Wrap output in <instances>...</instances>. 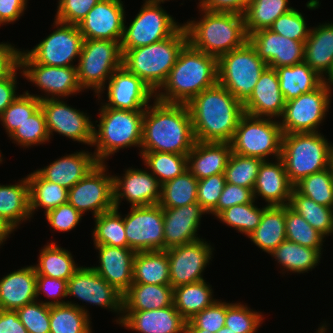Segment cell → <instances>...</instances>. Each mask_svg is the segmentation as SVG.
I'll return each mask as SVG.
<instances>
[{
	"mask_svg": "<svg viewBox=\"0 0 333 333\" xmlns=\"http://www.w3.org/2000/svg\"><path fill=\"white\" fill-rule=\"evenodd\" d=\"M270 255L284 268L283 274L288 271L300 274L309 273L308 271L318 266L322 253L317 249L285 240Z\"/></svg>",
	"mask_w": 333,
	"mask_h": 333,
	"instance_id": "40",
	"label": "cell"
},
{
	"mask_svg": "<svg viewBox=\"0 0 333 333\" xmlns=\"http://www.w3.org/2000/svg\"><path fill=\"white\" fill-rule=\"evenodd\" d=\"M41 108L50 139L53 132H56L92 147L94 121L89 119L87 113L68 106L65 101L58 98L41 100Z\"/></svg>",
	"mask_w": 333,
	"mask_h": 333,
	"instance_id": "18",
	"label": "cell"
},
{
	"mask_svg": "<svg viewBox=\"0 0 333 333\" xmlns=\"http://www.w3.org/2000/svg\"><path fill=\"white\" fill-rule=\"evenodd\" d=\"M0 333H28L13 310L0 309Z\"/></svg>",
	"mask_w": 333,
	"mask_h": 333,
	"instance_id": "67",
	"label": "cell"
},
{
	"mask_svg": "<svg viewBox=\"0 0 333 333\" xmlns=\"http://www.w3.org/2000/svg\"><path fill=\"white\" fill-rule=\"evenodd\" d=\"M9 137L14 143L25 148L49 142L50 136L42 108L28 117Z\"/></svg>",
	"mask_w": 333,
	"mask_h": 333,
	"instance_id": "53",
	"label": "cell"
},
{
	"mask_svg": "<svg viewBox=\"0 0 333 333\" xmlns=\"http://www.w3.org/2000/svg\"><path fill=\"white\" fill-rule=\"evenodd\" d=\"M133 283L170 285L167 251L136 252L133 261Z\"/></svg>",
	"mask_w": 333,
	"mask_h": 333,
	"instance_id": "37",
	"label": "cell"
},
{
	"mask_svg": "<svg viewBox=\"0 0 333 333\" xmlns=\"http://www.w3.org/2000/svg\"><path fill=\"white\" fill-rule=\"evenodd\" d=\"M41 107V100L31 95L28 91L17 98L0 115L2 126L8 137Z\"/></svg>",
	"mask_w": 333,
	"mask_h": 333,
	"instance_id": "52",
	"label": "cell"
},
{
	"mask_svg": "<svg viewBox=\"0 0 333 333\" xmlns=\"http://www.w3.org/2000/svg\"><path fill=\"white\" fill-rule=\"evenodd\" d=\"M231 154L230 143L195 141L187 154V168L197 180L224 174Z\"/></svg>",
	"mask_w": 333,
	"mask_h": 333,
	"instance_id": "30",
	"label": "cell"
},
{
	"mask_svg": "<svg viewBox=\"0 0 333 333\" xmlns=\"http://www.w3.org/2000/svg\"><path fill=\"white\" fill-rule=\"evenodd\" d=\"M123 222L127 248L135 252L164 250L163 208L159 204L131 207Z\"/></svg>",
	"mask_w": 333,
	"mask_h": 333,
	"instance_id": "16",
	"label": "cell"
},
{
	"mask_svg": "<svg viewBox=\"0 0 333 333\" xmlns=\"http://www.w3.org/2000/svg\"><path fill=\"white\" fill-rule=\"evenodd\" d=\"M29 182L31 217L38 208L44 213L68 202V190L56 183L43 179L36 171L26 176Z\"/></svg>",
	"mask_w": 333,
	"mask_h": 333,
	"instance_id": "42",
	"label": "cell"
},
{
	"mask_svg": "<svg viewBox=\"0 0 333 333\" xmlns=\"http://www.w3.org/2000/svg\"><path fill=\"white\" fill-rule=\"evenodd\" d=\"M38 257V264L33 265L37 275L68 281L80 268L71 252L59 247L56 242L45 244Z\"/></svg>",
	"mask_w": 333,
	"mask_h": 333,
	"instance_id": "39",
	"label": "cell"
},
{
	"mask_svg": "<svg viewBox=\"0 0 333 333\" xmlns=\"http://www.w3.org/2000/svg\"><path fill=\"white\" fill-rule=\"evenodd\" d=\"M323 82L332 87L333 85V65L329 73L323 78Z\"/></svg>",
	"mask_w": 333,
	"mask_h": 333,
	"instance_id": "69",
	"label": "cell"
},
{
	"mask_svg": "<svg viewBox=\"0 0 333 333\" xmlns=\"http://www.w3.org/2000/svg\"><path fill=\"white\" fill-rule=\"evenodd\" d=\"M123 176H113L114 206L125 199L131 207L156 205L161 197V184L148 171L128 168Z\"/></svg>",
	"mask_w": 333,
	"mask_h": 333,
	"instance_id": "22",
	"label": "cell"
},
{
	"mask_svg": "<svg viewBox=\"0 0 333 333\" xmlns=\"http://www.w3.org/2000/svg\"><path fill=\"white\" fill-rule=\"evenodd\" d=\"M329 168L331 170L332 176H333V150L330 154V159H329Z\"/></svg>",
	"mask_w": 333,
	"mask_h": 333,
	"instance_id": "73",
	"label": "cell"
},
{
	"mask_svg": "<svg viewBox=\"0 0 333 333\" xmlns=\"http://www.w3.org/2000/svg\"><path fill=\"white\" fill-rule=\"evenodd\" d=\"M99 265L92 268L111 286L124 294L133 283V261L136 252L131 248L107 245L95 246Z\"/></svg>",
	"mask_w": 333,
	"mask_h": 333,
	"instance_id": "26",
	"label": "cell"
},
{
	"mask_svg": "<svg viewBox=\"0 0 333 333\" xmlns=\"http://www.w3.org/2000/svg\"><path fill=\"white\" fill-rule=\"evenodd\" d=\"M255 201L256 199L250 203L231 206L216 217L248 237L260 224L264 212V206L258 208Z\"/></svg>",
	"mask_w": 333,
	"mask_h": 333,
	"instance_id": "48",
	"label": "cell"
},
{
	"mask_svg": "<svg viewBox=\"0 0 333 333\" xmlns=\"http://www.w3.org/2000/svg\"><path fill=\"white\" fill-rule=\"evenodd\" d=\"M214 248L204 239L170 248L169 259L170 285L175 288L205 280L203 271L209 265Z\"/></svg>",
	"mask_w": 333,
	"mask_h": 333,
	"instance_id": "19",
	"label": "cell"
},
{
	"mask_svg": "<svg viewBox=\"0 0 333 333\" xmlns=\"http://www.w3.org/2000/svg\"><path fill=\"white\" fill-rule=\"evenodd\" d=\"M333 143L320 132L283 134L281 156L289 181L295 185L302 178L329 168Z\"/></svg>",
	"mask_w": 333,
	"mask_h": 333,
	"instance_id": "7",
	"label": "cell"
},
{
	"mask_svg": "<svg viewBox=\"0 0 333 333\" xmlns=\"http://www.w3.org/2000/svg\"><path fill=\"white\" fill-rule=\"evenodd\" d=\"M98 163L94 153L82 150L60 157L48 166L35 171L43 179L69 190L91 172Z\"/></svg>",
	"mask_w": 333,
	"mask_h": 333,
	"instance_id": "29",
	"label": "cell"
},
{
	"mask_svg": "<svg viewBox=\"0 0 333 333\" xmlns=\"http://www.w3.org/2000/svg\"><path fill=\"white\" fill-rule=\"evenodd\" d=\"M252 0H206L201 9L209 12L244 15Z\"/></svg>",
	"mask_w": 333,
	"mask_h": 333,
	"instance_id": "64",
	"label": "cell"
},
{
	"mask_svg": "<svg viewBox=\"0 0 333 333\" xmlns=\"http://www.w3.org/2000/svg\"><path fill=\"white\" fill-rule=\"evenodd\" d=\"M304 62L324 78L333 65V23L311 27L305 41Z\"/></svg>",
	"mask_w": 333,
	"mask_h": 333,
	"instance_id": "32",
	"label": "cell"
},
{
	"mask_svg": "<svg viewBox=\"0 0 333 333\" xmlns=\"http://www.w3.org/2000/svg\"><path fill=\"white\" fill-rule=\"evenodd\" d=\"M173 304V287L132 283L123 294V311L162 309Z\"/></svg>",
	"mask_w": 333,
	"mask_h": 333,
	"instance_id": "34",
	"label": "cell"
},
{
	"mask_svg": "<svg viewBox=\"0 0 333 333\" xmlns=\"http://www.w3.org/2000/svg\"><path fill=\"white\" fill-rule=\"evenodd\" d=\"M1 151V150H0ZM2 153L0 152V163L2 162L3 158H2Z\"/></svg>",
	"mask_w": 333,
	"mask_h": 333,
	"instance_id": "75",
	"label": "cell"
},
{
	"mask_svg": "<svg viewBox=\"0 0 333 333\" xmlns=\"http://www.w3.org/2000/svg\"><path fill=\"white\" fill-rule=\"evenodd\" d=\"M285 104L277 71L267 66L261 73L250 98L243 104V110L244 113L254 117L280 119Z\"/></svg>",
	"mask_w": 333,
	"mask_h": 333,
	"instance_id": "25",
	"label": "cell"
},
{
	"mask_svg": "<svg viewBox=\"0 0 333 333\" xmlns=\"http://www.w3.org/2000/svg\"><path fill=\"white\" fill-rule=\"evenodd\" d=\"M82 214L76 210L71 204L64 203L59 207L48 211L45 218L53 227L54 231L68 232L76 228L82 219Z\"/></svg>",
	"mask_w": 333,
	"mask_h": 333,
	"instance_id": "60",
	"label": "cell"
},
{
	"mask_svg": "<svg viewBox=\"0 0 333 333\" xmlns=\"http://www.w3.org/2000/svg\"><path fill=\"white\" fill-rule=\"evenodd\" d=\"M248 41L268 67L276 69L304 61L305 42L289 39L270 29L252 33Z\"/></svg>",
	"mask_w": 333,
	"mask_h": 333,
	"instance_id": "23",
	"label": "cell"
},
{
	"mask_svg": "<svg viewBox=\"0 0 333 333\" xmlns=\"http://www.w3.org/2000/svg\"><path fill=\"white\" fill-rule=\"evenodd\" d=\"M28 0H0V25L17 21L27 8Z\"/></svg>",
	"mask_w": 333,
	"mask_h": 333,
	"instance_id": "65",
	"label": "cell"
},
{
	"mask_svg": "<svg viewBox=\"0 0 333 333\" xmlns=\"http://www.w3.org/2000/svg\"><path fill=\"white\" fill-rule=\"evenodd\" d=\"M89 314L85 306L72 301L50 306V333H92Z\"/></svg>",
	"mask_w": 333,
	"mask_h": 333,
	"instance_id": "41",
	"label": "cell"
},
{
	"mask_svg": "<svg viewBox=\"0 0 333 333\" xmlns=\"http://www.w3.org/2000/svg\"><path fill=\"white\" fill-rule=\"evenodd\" d=\"M226 302L216 300L186 322L185 329H203L216 333L225 326Z\"/></svg>",
	"mask_w": 333,
	"mask_h": 333,
	"instance_id": "57",
	"label": "cell"
},
{
	"mask_svg": "<svg viewBox=\"0 0 333 333\" xmlns=\"http://www.w3.org/2000/svg\"><path fill=\"white\" fill-rule=\"evenodd\" d=\"M20 73L43 93L34 95L39 100L61 99L83 91L76 67H57L35 63L24 51L20 55ZM58 96V97H57Z\"/></svg>",
	"mask_w": 333,
	"mask_h": 333,
	"instance_id": "14",
	"label": "cell"
},
{
	"mask_svg": "<svg viewBox=\"0 0 333 333\" xmlns=\"http://www.w3.org/2000/svg\"><path fill=\"white\" fill-rule=\"evenodd\" d=\"M225 184V174H216L198 180L197 203L207 214H210L217 207Z\"/></svg>",
	"mask_w": 333,
	"mask_h": 333,
	"instance_id": "58",
	"label": "cell"
},
{
	"mask_svg": "<svg viewBox=\"0 0 333 333\" xmlns=\"http://www.w3.org/2000/svg\"><path fill=\"white\" fill-rule=\"evenodd\" d=\"M121 0H101L78 24L84 39H102L121 43L126 12Z\"/></svg>",
	"mask_w": 333,
	"mask_h": 333,
	"instance_id": "21",
	"label": "cell"
},
{
	"mask_svg": "<svg viewBox=\"0 0 333 333\" xmlns=\"http://www.w3.org/2000/svg\"><path fill=\"white\" fill-rule=\"evenodd\" d=\"M37 274L33 265L22 267L0 279V309L16 311L37 300Z\"/></svg>",
	"mask_w": 333,
	"mask_h": 333,
	"instance_id": "31",
	"label": "cell"
},
{
	"mask_svg": "<svg viewBox=\"0 0 333 333\" xmlns=\"http://www.w3.org/2000/svg\"><path fill=\"white\" fill-rule=\"evenodd\" d=\"M105 164L98 163L91 172L68 190V203L82 215L91 211L95 218L115 208L114 175L107 173Z\"/></svg>",
	"mask_w": 333,
	"mask_h": 333,
	"instance_id": "15",
	"label": "cell"
},
{
	"mask_svg": "<svg viewBox=\"0 0 333 333\" xmlns=\"http://www.w3.org/2000/svg\"><path fill=\"white\" fill-rule=\"evenodd\" d=\"M255 200L253 189L226 183L218 200L217 207L210 213L216 216L225 209L253 202Z\"/></svg>",
	"mask_w": 333,
	"mask_h": 333,
	"instance_id": "62",
	"label": "cell"
},
{
	"mask_svg": "<svg viewBox=\"0 0 333 333\" xmlns=\"http://www.w3.org/2000/svg\"><path fill=\"white\" fill-rule=\"evenodd\" d=\"M269 29L281 36L301 42L307 40L311 30L304 15L295 8L279 16Z\"/></svg>",
	"mask_w": 333,
	"mask_h": 333,
	"instance_id": "55",
	"label": "cell"
},
{
	"mask_svg": "<svg viewBox=\"0 0 333 333\" xmlns=\"http://www.w3.org/2000/svg\"><path fill=\"white\" fill-rule=\"evenodd\" d=\"M267 63L247 41L242 47L218 58V83L243 105L251 96Z\"/></svg>",
	"mask_w": 333,
	"mask_h": 333,
	"instance_id": "8",
	"label": "cell"
},
{
	"mask_svg": "<svg viewBox=\"0 0 333 333\" xmlns=\"http://www.w3.org/2000/svg\"><path fill=\"white\" fill-rule=\"evenodd\" d=\"M216 333H236V332H233L230 328L224 326L220 328Z\"/></svg>",
	"mask_w": 333,
	"mask_h": 333,
	"instance_id": "71",
	"label": "cell"
},
{
	"mask_svg": "<svg viewBox=\"0 0 333 333\" xmlns=\"http://www.w3.org/2000/svg\"><path fill=\"white\" fill-rule=\"evenodd\" d=\"M293 188L281 158L275 162L262 161L253 189L254 198L262 197L267 206L289 205Z\"/></svg>",
	"mask_w": 333,
	"mask_h": 333,
	"instance_id": "27",
	"label": "cell"
},
{
	"mask_svg": "<svg viewBox=\"0 0 333 333\" xmlns=\"http://www.w3.org/2000/svg\"><path fill=\"white\" fill-rule=\"evenodd\" d=\"M207 212L191 203L177 208H163L164 250L197 241L202 215Z\"/></svg>",
	"mask_w": 333,
	"mask_h": 333,
	"instance_id": "24",
	"label": "cell"
},
{
	"mask_svg": "<svg viewBox=\"0 0 333 333\" xmlns=\"http://www.w3.org/2000/svg\"><path fill=\"white\" fill-rule=\"evenodd\" d=\"M56 29L33 49L23 50L35 63L57 66L76 67L73 64L81 54L83 35L78 25H71L54 20Z\"/></svg>",
	"mask_w": 333,
	"mask_h": 333,
	"instance_id": "13",
	"label": "cell"
},
{
	"mask_svg": "<svg viewBox=\"0 0 333 333\" xmlns=\"http://www.w3.org/2000/svg\"><path fill=\"white\" fill-rule=\"evenodd\" d=\"M264 317L246 304L226 303L225 326L236 333H256Z\"/></svg>",
	"mask_w": 333,
	"mask_h": 333,
	"instance_id": "54",
	"label": "cell"
},
{
	"mask_svg": "<svg viewBox=\"0 0 333 333\" xmlns=\"http://www.w3.org/2000/svg\"><path fill=\"white\" fill-rule=\"evenodd\" d=\"M94 219L95 227L92 235L95 246L107 245L127 248L126 231L119 208L101 213Z\"/></svg>",
	"mask_w": 333,
	"mask_h": 333,
	"instance_id": "46",
	"label": "cell"
},
{
	"mask_svg": "<svg viewBox=\"0 0 333 333\" xmlns=\"http://www.w3.org/2000/svg\"><path fill=\"white\" fill-rule=\"evenodd\" d=\"M166 1H169V0H163L162 3L166 2ZM199 1H200V2L198 3V4H199V5H198V8H202L203 5L205 4L206 0H199Z\"/></svg>",
	"mask_w": 333,
	"mask_h": 333,
	"instance_id": "74",
	"label": "cell"
},
{
	"mask_svg": "<svg viewBox=\"0 0 333 333\" xmlns=\"http://www.w3.org/2000/svg\"><path fill=\"white\" fill-rule=\"evenodd\" d=\"M119 41L84 39L76 66L79 83L83 90H94L98 95L111 75L122 66Z\"/></svg>",
	"mask_w": 333,
	"mask_h": 333,
	"instance_id": "10",
	"label": "cell"
},
{
	"mask_svg": "<svg viewBox=\"0 0 333 333\" xmlns=\"http://www.w3.org/2000/svg\"><path fill=\"white\" fill-rule=\"evenodd\" d=\"M121 327L139 333H185L186 320L175 306L144 311H123Z\"/></svg>",
	"mask_w": 333,
	"mask_h": 333,
	"instance_id": "28",
	"label": "cell"
},
{
	"mask_svg": "<svg viewBox=\"0 0 333 333\" xmlns=\"http://www.w3.org/2000/svg\"><path fill=\"white\" fill-rule=\"evenodd\" d=\"M294 188L317 204L333 208V176L330 168L302 178Z\"/></svg>",
	"mask_w": 333,
	"mask_h": 333,
	"instance_id": "50",
	"label": "cell"
},
{
	"mask_svg": "<svg viewBox=\"0 0 333 333\" xmlns=\"http://www.w3.org/2000/svg\"><path fill=\"white\" fill-rule=\"evenodd\" d=\"M145 169L162 185L185 172L187 168V155L167 152H140Z\"/></svg>",
	"mask_w": 333,
	"mask_h": 333,
	"instance_id": "47",
	"label": "cell"
},
{
	"mask_svg": "<svg viewBox=\"0 0 333 333\" xmlns=\"http://www.w3.org/2000/svg\"><path fill=\"white\" fill-rule=\"evenodd\" d=\"M36 300L16 310L28 333H50V306Z\"/></svg>",
	"mask_w": 333,
	"mask_h": 333,
	"instance_id": "56",
	"label": "cell"
},
{
	"mask_svg": "<svg viewBox=\"0 0 333 333\" xmlns=\"http://www.w3.org/2000/svg\"><path fill=\"white\" fill-rule=\"evenodd\" d=\"M217 83L218 58L187 43L179 52L166 81L155 92V99L164 103L188 104Z\"/></svg>",
	"mask_w": 333,
	"mask_h": 333,
	"instance_id": "3",
	"label": "cell"
},
{
	"mask_svg": "<svg viewBox=\"0 0 333 333\" xmlns=\"http://www.w3.org/2000/svg\"><path fill=\"white\" fill-rule=\"evenodd\" d=\"M21 51L11 43H0V80L9 78L16 70L19 71Z\"/></svg>",
	"mask_w": 333,
	"mask_h": 333,
	"instance_id": "63",
	"label": "cell"
},
{
	"mask_svg": "<svg viewBox=\"0 0 333 333\" xmlns=\"http://www.w3.org/2000/svg\"><path fill=\"white\" fill-rule=\"evenodd\" d=\"M202 12L200 20L184 23L188 43L196 50L219 58L242 47L248 36L244 15L236 13Z\"/></svg>",
	"mask_w": 333,
	"mask_h": 333,
	"instance_id": "4",
	"label": "cell"
},
{
	"mask_svg": "<svg viewBox=\"0 0 333 333\" xmlns=\"http://www.w3.org/2000/svg\"><path fill=\"white\" fill-rule=\"evenodd\" d=\"M145 109L140 152L187 155L195 143L187 104L156 100Z\"/></svg>",
	"mask_w": 333,
	"mask_h": 333,
	"instance_id": "1",
	"label": "cell"
},
{
	"mask_svg": "<svg viewBox=\"0 0 333 333\" xmlns=\"http://www.w3.org/2000/svg\"><path fill=\"white\" fill-rule=\"evenodd\" d=\"M46 295L48 298H52V301H40L43 304L53 306L67 304V301H63L62 298L67 297V281L51 278L45 275H37L36 280V297L40 294ZM54 299V300H53Z\"/></svg>",
	"mask_w": 333,
	"mask_h": 333,
	"instance_id": "61",
	"label": "cell"
},
{
	"mask_svg": "<svg viewBox=\"0 0 333 333\" xmlns=\"http://www.w3.org/2000/svg\"><path fill=\"white\" fill-rule=\"evenodd\" d=\"M286 240L301 246L317 249L322 253L324 236L314 229L301 215L286 205Z\"/></svg>",
	"mask_w": 333,
	"mask_h": 333,
	"instance_id": "49",
	"label": "cell"
},
{
	"mask_svg": "<svg viewBox=\"0 0 333 333\" xmlns=\"http://www.w3.org/2000/svg\"><path fill=\"white\" fill-rule=\"evenodd\" d=\"M107 86L105 107L123 110H145L155 92L139 77L129 72L123 65L108 80V84L97 95L98 100ZM102 93V94H101Z\"/></svg>",
	"mask_w": 333,
	"mask_h": 333,
	"instance_id": "20",
	"label": "cell"
},
{
	"mask_svg": "<svg viewBox=\"0 0 333 333\" xmlns=\"http://www.w3.org/2000/svg\"><path fill=\"white\" fill-rule=\"evenodd\" d=\"M144 1L139 13L129 26L124 25L120 43L122 55L128 49L147 46L166 39L182 26L160 6L163 0Z\"/></svg>",
	"mask_w": 333,
	"mask_h": 333,
	"instance_id": "11",
	"label": "cell"
},
{
	"mask_svg": "<svg viewBox=\"0 0 333 333\" xmlns=\"http://www.w3.org/2000/svg\"><path fill=\"white\" fill-rule=\"evenodd\" d=\"M285 216L286 205H265L260 224L248 238L262 251L270 254L286 240Z\"/></svg>",
	"mask_w": 333,
	"mask_h": 333,
	"instance_id": "35",
	"label": "cell"
},
{
	"mask_svg": "<svg viewBox=\"0 0 333 333\" xmlns=\"http://www.w3.org/2000/svg\"><path fill=\"white\" fill-rule=\"evenodd\" d=\"M328 326L326 325V323H322V325L317 329V332L315 333H326Z\"/></svg>",
	"mask_w": 333,
	"mask_h": 333,
	"instance_id": "72",
	"label": "cell"
},
{
	"mask_svg": "<svg viewBox=\"0 0 333 333\" xmlns=\"http://www.w3.org/2000/svg\"><path fill=\"white\" fill-rule=\"evenodd\" d=\"M18 183L0 184V217L14 230L31 218L29 182L27 177Z\"/></svg>",
	"mask_w": 333,
	"mask_h": 333,
	"instance_id": "33",
	"label": "cell"
},
{
	"mask_svg": "<svg viewBox=\"0 0 333 333\" xmlns=\"http://www.w3.org/2000/svg\"><path fill=\"white\" fill-rule=\"evenodd\" d=\"M99 124L93 129L94 155L99 163L121 148H141L145 110H123L105 107L99 109Z\"/></svg>",
	"mask_w": 333,
	"mask_h": 333,
	"instance_id": "6",
	"label": "cell"
},
{
	"mask_svg": "<svg viewBox=\"0 0 333 333\" xmlns=\"http://www.w3.org/2000/svg\"><path fill=\"white\" fill-rule=\"evenodd\" d=\"M276 71L286 102L318 88L323 83V78L304 61L293 66L278 67Z\"/></svg>",
	"mask_w": 333,
	"mask_h": 333,
	"instance_id": "36",
	"label": "cell"
},
{
	"mask_svg": "<svg viewBox=\"0 0 333 333\" xmlns=\"http://www.w3.org/2000/svg\"><path fill=\"white\" fill-rule=\"evenodd\" d=\"M195 141L230 143L243 105L219 83L203 90L187 104Z\"/></svg>",
	"mask_w": 333,
	"mask_h": 333,
	"instance_id": "2",
	"label": "cell"
},
{
	"mask_svg": "<svg viewBox=\"0 0 333 333\" xmlns=\"http://www.w3.org/2000/svg\"><path fill=\"white\" fill-rule=\"evenodd\" d=\"M331 87L322 83L318 88L286 102L279 121L283 134L320 132L331 103Z\"/></svg>",
	"mask_w": 333,
	"mask_h": 333,
	"instance_id": "12",
	"label": "cell"
},
{
	"mask_svg": "<svg viewBox=\"0 0 333 333\" xmlns=\"http://www.w3.org/2000/svg\"><path fill=\"white\" fill-rule=\"evenodd\" d=\"M288 206L324 237L333 234V208L317 204L311 198L300 194L295 188L291 193Z\"/></svg>",
	"mask_w": 333,
	"mask_h": 333,
	"instance_id": "43",
	"label": "cell"
},
{
	"mask_svg": "<svg viewBox=\"0 0 333 333\" xmlns=\"http://www.w3.org/2000/svg\"><path fill=\"white\" fill-rule=\"evenodd\" d=\"M17 70L9 77L0 80V115L17 98Z\"/></svg>",
	"mask_w": 333,
	"mask_h": 333,
	"instance_id": "66",
	"label": "cell"
},
{
	"mask_svg": "<svg viewBox=\"0 0 333 333\" xmlns=\"http://www.w3.org/2000/svg\"><path fill=\"white\" fill-rule=\"evenodd\" d=\"M185 333H212V332L203 329H185Z\"/></svg>",
	"mask_w": 333,
	"mask_h": 333,
	"instance_id": "70",
	"label": "cell"
},
{
	"mask_svg": "<svg viewBox=\"0 0 333 333\" xmlns=\"http://www.w3.org/2000/svg\"><path fill=\"white\" fill-rule=\"evenodd\" d=\"M198 180L187 169L181 175L161 185L159 205L177 208L197 203Z\"/></svg>",
	"mask_w": 333,
	"mask_h": 333,
	"instance_id": "45",
	"label": "cell"
},
{
	"mask_svg": "<svg viewBox=\"0 0 333 333\" xmlns=\"http://www.w3.org/2000/svg\"><path fill=\"white\" fill-rule=\"evenodd\" d=\"M282 136L279 120L244 113L230 144L235 154L262 160L273 155L276 160L281 156Z\"/></svg>",
	"mask_w": 333,
	"mask_h": 333,
	"instance_id": "9",
	"label": "cell"
},
{
	"mask_svg": "<svg viewBox=\"0 0 333 333\" xmlns=\"http://www.w3.org/2000/svg\"><path fill=\"white\" fill-rule=\"evenodd\" d=\"M262 159L232 152L225 169L226 183L254 189Z\"/></svg>",
	"mask_w": 333,
	"mask_h": 333,
	"instance_id": "51",
	"label": "cell"
},
{
	"mask_svg": "<svg viewBox=\"0 0 333 333\" xmlns=\"http://www.w3.org/2000/svg\"><path fill=\"white\" fill-rule=\"evenodd\" d=\"M207 283L203 280L173 288V305L186 321L218 300L213 298L212 285Z\"/></svg>",
	"mask_w": 333,
	"mask_h": 333,
	"instance_id": "38",
	"label": "cell"
},
{
	"mask_svg": "<svg viewBox=\"0 0 333 333\" xmlns=\"http://www.w3.org/2000/svg\"><path fill=\"white\" fill-rule=\"evenodd\" d=\"M99 1L101 0H58L54 20L78 25Z\"/></svg>",
	"mask_w": 333,
	"mask_h": 333,
	"instance_id": "59",
	"label": "cell"
},
{
	"mask_svg": "<svg viewBox=\"0 0 333 333\" xmlns=\"http://www.w3.org/2000/svg\"><path fill=\"white\" fill-rule=\"evenodd\" d=\"M15 230L10 227L1 217H0V246L3 242L9 238L10 234H12Z\"/></svg>",
	"mask_w": 333,
	"mask_h": 333,
	"instance_id": "68",
	"label": "cell"
},
{
	"mask_svg": "<svg viewBox=\"0 0 333 333\" xmlns=\"http://www.w3.org/2000/svg\"><path fill=\"white\" fill-rule=\"evenodd\" d=\"M188 43L187 31L182 26L170 37L143 47L128 49L122 65L139 77L154 92L166 81L179 52Z\"/></svg>",
	"mask_w": 333,
	"mask_h": 333,
	"instance_id": "5",
	"label": "cell"
},
{
	"mask_svg": "<svg viewBox=\"0 0 333 333\" xmlns=\"http://www.w3.org/2000/svg\"><path fill=\"white\" fill-rule=\"evenodd\" d=\"M68 296L119 314L116 323L120 325L123 317V294L108 284L92 267L81 266L67 281Z\"/></svg>",
	"mask_w": 333,
	"mask_h": 333,
	"instance_id": "17",
	"label": "cell"
},
{
	"mask_svg": "<svg viewBox=\"0 0 333 333\" xmlns=\"http://www.w3.org/2000/svg\"><path fill=\"white\" fill-rule=\"evenodd\" d=\"M289 2V0H252L244 14L247 36L262 29H269L279 16L293 9L288 6Z\"/></svg>",
	"mask_w": 333,
	"mask_h": 333,
	"instance_id": "44",
	"label": "cell"
}]
</instances>
